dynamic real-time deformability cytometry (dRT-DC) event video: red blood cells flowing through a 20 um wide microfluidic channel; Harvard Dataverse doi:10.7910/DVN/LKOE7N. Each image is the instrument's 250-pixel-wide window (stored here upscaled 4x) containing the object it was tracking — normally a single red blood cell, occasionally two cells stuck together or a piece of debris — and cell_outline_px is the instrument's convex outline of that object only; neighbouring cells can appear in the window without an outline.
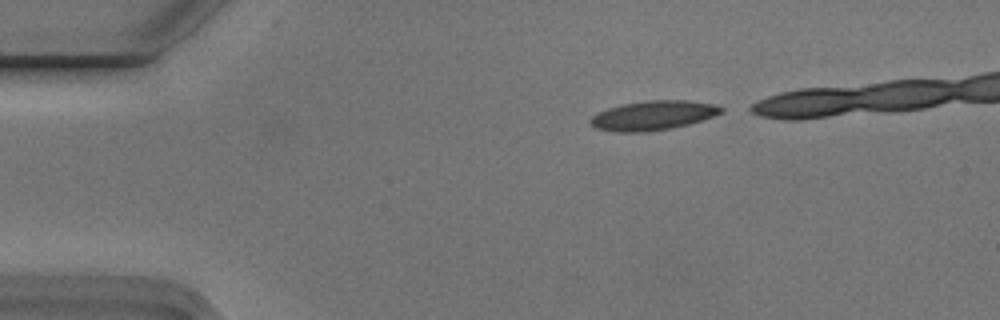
{"species": "Egyptian fruit bat (a non-hibernating species)", "species_latin": "Rousettus aegyptiacus", "temperature_condition": "cold", "stored_images_in_passage": 3, "camera_frame_rate_fps": 3000, "um_per_image_px": 0.085, "animal": {"sex": "male"}, "frame": {"image": 1, "passage_image": 1, "time_ms": 0.0, "image_size_px": [1000, 320], "cell_outline_px": [[724, 112], [704, 120], [672, 128], [644, 132], [616, 132], [596, 128], [592, 124], [592, 116], [608, 108], [624, 104], [648, 100], [684, 100], [712, 104], [724, 108]], "centroid_in_image_um": [55.56, 9.81], "position_along_channel_um": 29.4, "area_um2": 22.14}}